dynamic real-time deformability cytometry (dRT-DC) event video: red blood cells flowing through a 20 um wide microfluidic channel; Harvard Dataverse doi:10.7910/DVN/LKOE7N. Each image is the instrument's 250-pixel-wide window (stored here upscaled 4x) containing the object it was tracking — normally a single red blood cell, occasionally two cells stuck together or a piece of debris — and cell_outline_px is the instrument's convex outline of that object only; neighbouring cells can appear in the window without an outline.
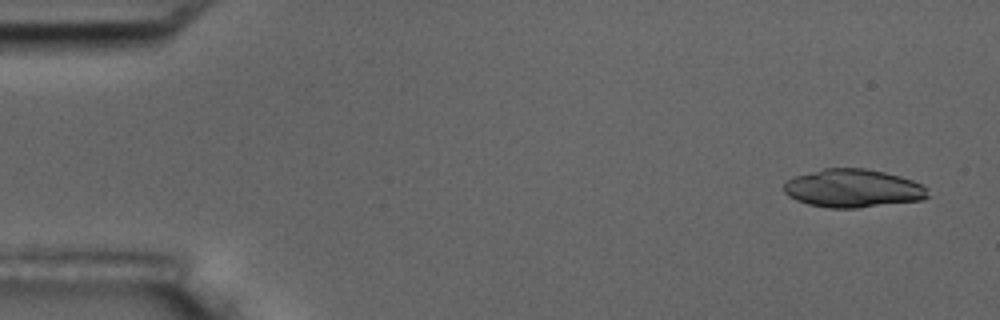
{"species": "common noctule bat (a hibernating species)", "species_latin": "Nyctalus noctula", "temperature_condition": "room temperature", "stored_images_in_passage": 5, "camera_frame_rate_fps": 3000, "um_per_image_px": 0.085, "animal": {"sex": "male", "body_mass_g": 17.5, "forearm_length_mm": 52.3}, "frame": {"image": 1, "passage_image": 1, "time_ms": 0.0, "image_size_px": [1000, 320], "cell_outline_px": [[932, 196], [924, 200], [856, 208], [828, 208], [808, 204], [796, 200], [788, 196], [784, 192], [784, 184], [788, 180], [796, 176], [824, 168], [864, 168], [884, 172], [900, 176], [924, 184], [928, 188]], "centroid_in_image_um": [72.57, 16.02], "position_along_channel_um": 12.4, "area_um2": 32.37}}
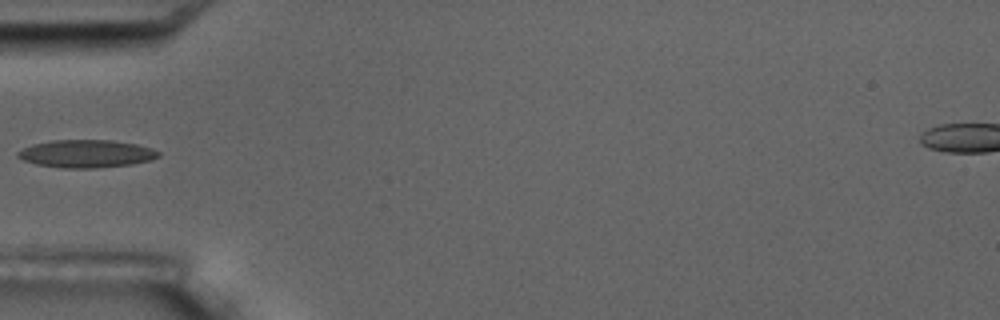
{"frame": {"image": 2, "passage_image": 5, "time_ms": 5.333, "image_size_px": [1000, 320], "cell_outline_px": [[160, 156], [152, 160], [132, 164], [96, 168], [60, 168], [36, 164], [24, 160], [16, 156], [16, 152], [32, 144], [52, 140], [108, 140], [136, 144], [152, 148], [160, 152]], "centroid_in_image_um": [7.34, 13.07], "position_along_channel_um": 77.7, "area_um2": 22.83}}